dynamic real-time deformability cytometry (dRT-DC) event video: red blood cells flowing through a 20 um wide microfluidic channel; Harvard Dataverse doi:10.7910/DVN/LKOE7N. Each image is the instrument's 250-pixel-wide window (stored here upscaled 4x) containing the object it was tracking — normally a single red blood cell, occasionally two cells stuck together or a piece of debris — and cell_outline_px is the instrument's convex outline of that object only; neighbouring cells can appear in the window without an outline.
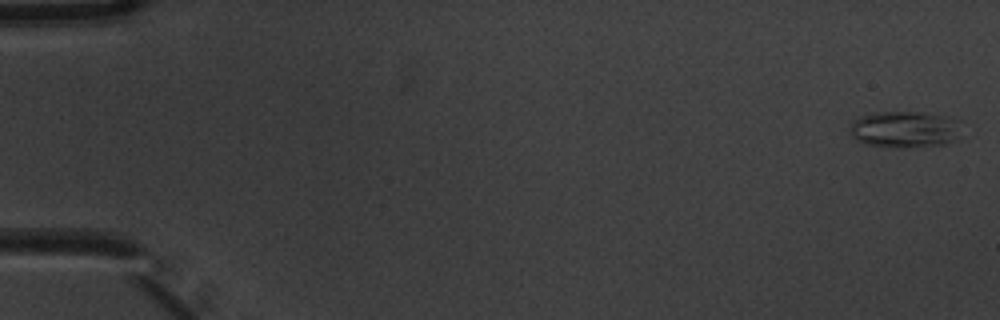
{"species": "common noctule bat (a hibernating species)", "species_latin": "Nyctalus noctula", "temperature_condition": "warm", "stored_images_in_passage": 8, "camera_frame_rate_fps": 3000, "um_per_image_px": 0.085, "animal": {"sex": "male", "body_mass_g": 20.1, "forearm_length_mm": 53.5}, "frame": {"image": 1, "passage_image": 1, "time_ms": 0.0, "image_size_px": [1000, 320], "cell_outline_px": [[960, 120], [956, 140], [948, 144], [908, 148], [892, 148], [864, 144], [848, 132], [852, 120], [860, 116], [880, 112], [924, 112], [944, 116]], "centroid_in_image_um": [76.89, 11.01], "position_along_channel_um": 8.1, "area_um2": 24.1}}
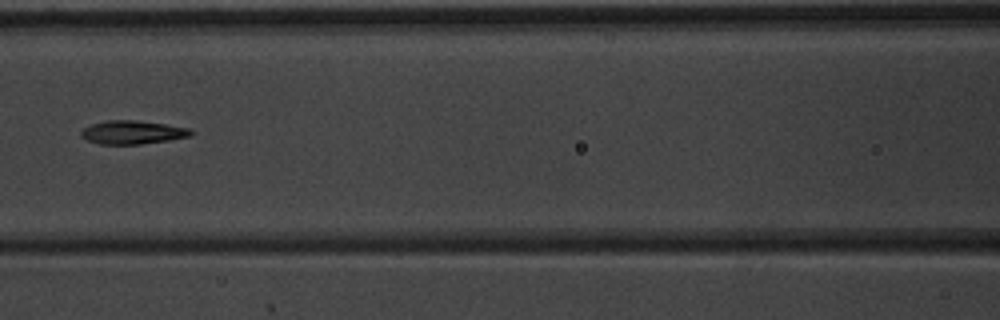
{"frame": {"image": 2, "passage_image": 7, "time_ms": 2.0, "image_size_px": [1000, 320], "cell_outline_px": [[196, 132], [192, 136], [168, 140], [140, 144], [100, 144], [88, 140], [80, 136], [80, 132], [84, 128], [92, 124], [104, 120], [136, 120], [192, 128]], "centroid_in_image_um": [11.31, 11.24], "position_along_channel_um": 155.3, "area_um2": 15.14}}
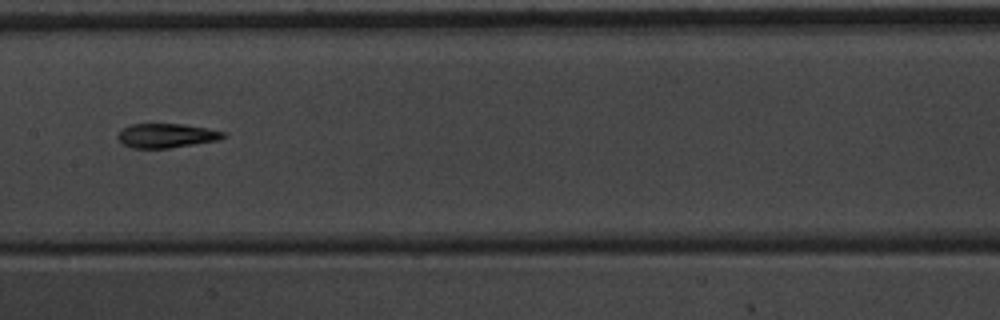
{"frame": {"image": 3, "passage_image": 8, "time_ms": 2.333, "image_size_px": [1000, 320], "cell_outline_px": [[228, 132], [220, 140], [168, 148], [132, 148], [124, 144], [116, 136], [124, 128], [132, 124], [180, 124]], "centroid_in_image_um": [14.16, 11.53], "position_along_channel_um": 193.2, "area_um2": 14.68}}